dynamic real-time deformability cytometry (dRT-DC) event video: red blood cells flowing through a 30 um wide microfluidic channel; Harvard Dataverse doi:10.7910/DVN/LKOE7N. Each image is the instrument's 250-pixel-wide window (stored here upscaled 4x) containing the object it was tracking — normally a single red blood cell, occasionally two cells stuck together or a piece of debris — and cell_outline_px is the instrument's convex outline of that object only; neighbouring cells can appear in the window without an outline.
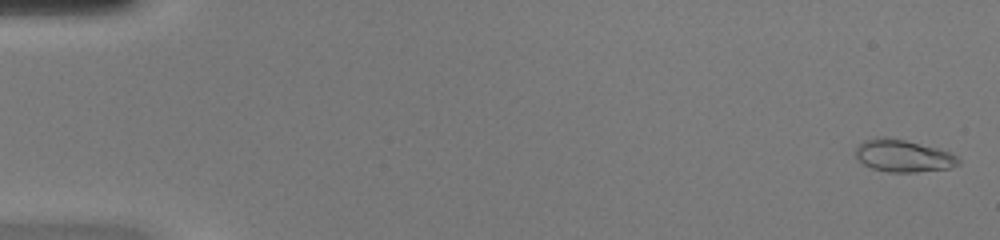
{"species": "common noctule bat (a hibernating species)", "species_latin": "Nyctalus noctula", "temperature_condition": "warm", "stored_images_in_passage": 50, "camera_frame_rate_fps": 3000, "um_per_image_px": 0.085, "animal": {"sex": "female", "body_mass_g": 20.0, "forearm_length_mm": 54.0}, "frame": {"image": 1, "passage_image": 2, "time_ms": 0.333, "image_size_px": [1000, 240], "cell_outline_px": [[960, 164], [948, 168], [916, 172], [888, 172], [872, 168], [864, 164], [856, 156], [856, 148], [864, 140], [880, 136], [884, 136], [904, 140], [936, 148], [948, 152], [956, 156], [960, 160]], "centroid_in_image_um": [76.76, 13.24], "position_along_channel_um": 8.2, "area_um2": 19.07}}
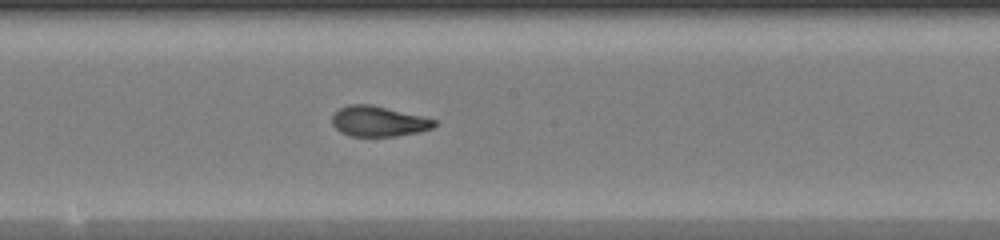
{"frame": {"image": 2, "passage_image": 28, "time_ms": 9.0, "image_size_px": [1000, 240], "cell_outline_px": [[436, 124], [432, 128], [420, 132], [396, 136], [348, 136], [340, 132], [332, 124], [332, 116], [340, 108], [348, 104], [368, 104], [420, 116], [436, 120]], "centroid_in_image_um": [32.14, 10.33], "position_along_channel_um": 216.1, "area_um2": 17.86}}
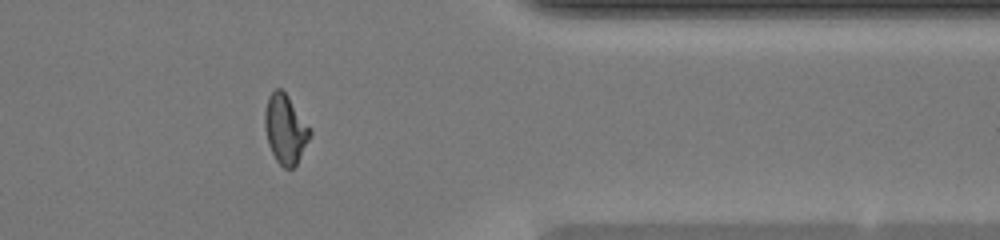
{"frame": {"image": 3, "passage_image": 41, "time_ms": 13.333, "image_size_px": [1000, 240], "cell_outline_px": [[312, 132], [296, 164], [292, 168], [284, 168], [276, 160], [268, 144], [264, 124], [264, 112], [268, 96], [276, 88], [280, 88], [288, 96]], "centroid_in_image_um": [24.22, 10.96], "position_along_channel_um": 387.2, "area_um2": 17.8}, "authors_computed_cell_mechanics": {"area_um2": 18.207, "velocity_mm_per_s": 4.2754, "shape_relaxation_time_tau1_ms": 10.8028, "shape_relaxation_time_tau2_ms": 1.0658, "deformation_change_tau1": 0.3475, "deformation_change_tau2": 0.0641}}